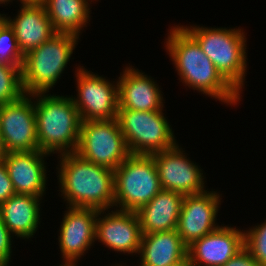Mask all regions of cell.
Listing matches in <instances>:
<instances>
[{"mask_svg":"<svg viewBox=\"0 0 266 266\" xmlns=\"http://www.w3.org/2000/svg\"><path fill=\"white\" fill-rule=\"evenodd\" d=\"M6 22H7L6 14L0 13V29L6 24Z\"/></svg>","mask_w":266,"mask_h":266,"instance_id":"4dcf8cb0","label":"cell"},{"mask_svg":"<svg viewBox=\"0 0 266 266\" xmlns=\"http://www.w3.org/2000/svg\"><path fill=\"white\" fill-rule=\"evenodd\" d=\"M244 245V229L222 224L188 246L190 266H222Z\"/></svg>","mask_w":266,"mask_h":266,"instance_id":"9a60e30c","label":"cell"},{"mask_svg":"<svg viewBox=\"0 0 266 266\" xmlns=\"http://www.w3.org/2000/svg\"><path fill=\"white\" fill-rule=\"evenodd\" d=\"M168 32L164 44L180 82L222 104H239L242 95L222 77L198 43L179 25L174 24Z\"/></svg>","mask_w":266,"mask_h":266,"instance_id":"6da1fadb","label":"cell"},{"mask_svg":"<svg viewBox=\"0 0 266 266\" xmlns=\"http://www.w3.org/2000/svg\"><path fill=\"white\" fill-rule=\"evenodd\" d=\"M7 150L5 148V145H4V141H3V138H2V135H1V132H0V162H3L4 159L6 158L7 156Z\"/></svg>","mask_w":266,"mask_h":266,"instance_id":"f1b7e54d","label":"cell"},{"mask_svg":"<svg viewBox=\"0 0 266 266\" xmlns=\"http://www.w3.org/2000/svg\"><path fill=\"white\" fill-rule=\"evenodd\" d=\"M213 62L222 77L241 95L247 76V37L243 28L181 25ZM247 59V60H246Z\"/></svg>","mask_w":266,"mask_h":266,"instance_id":"277c9868","label":"cell"},{"mask_svg":"<svg viewBox=\"0 0 266 266\" xmlns=\"http://www.w3.org/2000/svg\"><path fill=\"white\" fill-rule=\"evenodd\" d=\"M188 247L177 230L143 234L139 266H168L179 261H189Z\"/></svg>","mask_w":266,"mask_h":266,"instance_id":"44dd1931","label":"cell"},{"mask_svg":"<svg viewBox=\"0 0 266 266\" xmlns=\"http://www.w3.org/2000/svg\"><path fill=\"white\" fill-rule=\"evenodd\" d=\"M75 153L89 162L112 170L131 154L117 119L81 122Z\"/></svg>","mask_w":266,"mask_h":266,"instance_id":"ba28073f","label":"cell"},{"mask_svg":"<svg viewBox=\"0 0 266 266\" xmlns=\"http://www.w3.org/2000/svg\"><path fill=\"white\" fill-rule=\"evenodd\" d=\"M42 198L30 194H14L0 204V218L13 236L22 240L34 237L41 222Z\"/></svg>","mask_w":266,"mask_h":266,"instance_id":"d6986e66","label":"cell"},{"mask_svg":"<svg viewBox=\"0 0 266 266\" xmlns=\"http://www.w3.org/2000/svg\"><path fill=\"white\" fill-rule=\"evenodd\" d=\"M79 261H68V260H64V262L62 264H60L59 266H78L77 263Z\"/></svg>","mask_w":266,"mask_h":266,"instance_id":"f546056e","label":"cell"},{"mask_svg":"<svg viewBox=\"0 0 266 266\" xmlns=\"http://www.w3.org/2000/svg\"><path fill=\"white\" fill-rule=\"evenodd\" d=\"M118 109L158 111L165 106L162 91L154 78L127 65L118 78Z\"/></svg>","mask_w":266,"mask_h":266,"instance_id":"2e32d148","label":"cell"},{"mask_svg":"<svg viewBox=\"0 0 266 266\" xmlns=\"http://www.w3.org/2000/svg\"><path fill=\"white\" fill-rule=\"evenodd\" d=\"M24 55L19 49L15 32L6 22L0 29V64L22 67Z\"/></svg>","mask_w":266,"mask_h":266,"instance_id":"cb8c5ba5","label":"cell"},{"mask_svg":"<svg viewBox=\"0 0 266 266\" xmlns=\"http://www.w3.org/2000/svg\"><path fill=\"white\" fill-rule=\"evenodd\" d=\"M163 112L164 109H118L117 120L131 154L152 155L173 148L178 143Z\"/></svg>","mask_w":266,"mask_h":266,"instance_id":"52a82bcc","label":"cell"},{"mask_svg":"<svg viewBox=\"0 0 266 266\" xmlns=\"http://www.w3.org/2000/svg\"><path fill=\"white\" fill-rule=\"evenodd\" d=\"M36 130L39 150L47 154L76 152L81 118L72 95L35 93Z\"/></svg>","mask_w":266,"mask_h":266,"instance_id":"3957f363","label":"cell"},{"mask_svg":"<svg viewBox=\"0 0 266 266\" xmlns=\"http://www.w3.org/2000/svg\"><path fill=\"white\" fill-rule=\"evenodd\" d=\"M17 16H7L8 24L13 28L19 49L23 55L48 41L56 34L51 20L40 3H21Z\"/></svg>","mask_w":266,"mask_h":266,"instance_id":"ac0fdd59","label":"cell"},{"mask_svg":"<svg viewBox=\"0 0 266 266\" xmlns=\"http://www.w3.org/2000/svg\"><path fill=\"white\" fill-rule=\"evenodd\" d=\"M10 262H12V261L0 259V266H10V264H9Z\"/></svg>","mask_w":266,"mask_h":266,"instance_id":"836d02e7","label":"cell"},{"mask_svg":"<svg viewBox=\"0 0 266 266\" xmlns=\"http://www.w3.org/2000/svg\"><path fill=\"white\" fill-rule=\"evenodd\" d=\"M20 1V3H40L43 0H17V2Z\"/></svg>","mask_w":266,"mask_h":266,"instance_id":"d6a6232c","label":"cell"},{"mask_svg":"<svg viewBox=\"0 0 266 266\" xmlns=\"http://www.w3.org/2000/svg\"><path fill=\"white\" fill-rule=\"evenodd\" d=\"M57 179L66 207L114 208V170L96 165L75 152L59 155Z\"/></svg>","mask_w":266,"mask_h":266,"instance_id":"7a4b0ae2","label":"cell"},{"mask_svg":"<svg viewBox=\"0 0 266 266\" xmlns=\"http://www.w3.org/2000/svg\"><path fill=\"white\" fill-rule=\"evenodd\" d=\"M221 197L213 189L184 196L176 230L187 247L221 226L216 222Z\"/></svg>","mask_w":266,"mask_h":266,"instance_id":"7c38bea8","label":"cell"},{"mask_svg":"<svg viewBox=\"0 0 266 266\" xmlns=\"http://www.w3.org/2000/svg\"><path fill=\"white\" fill-rule=\"evenodd\" d=\"M94 1L98 0H43L41 3L56 33L79 37L87 24H90V4Z\"/></svg>","mask_w":266,"mask_h":266,"instance_id":"7402d4cb","label":"cell"},{"mask_svg":"<svg viewBox=\"0 0 266 266\" xmlns=\"http://www.w3.org/2000/svg\"><path fill=\"white\" fill-rule=\"evenodd\" d=\"M110 210L98 211L95 241L115 253L139 254L143 233L137 213Z\"/></svg>","mask_w":266,"mask_h":266,"instance_id":"4fadbf2b","label":"cell"},{"mask_svg":"<svg viewBox=\"0 0 266 266\" xmlns=\"http://www.w3.org/2000/svg\"><path fill=\"white\" fill-rule=\"evenodd\" d=\"M12 1H14V0H0V6L3 4L6 6L7 4H9Z\"/></svg>","mask_w":266,"mask_h":266,"instance_id":"e575fe53","label":"cell"},{"mask_svg":"<svg viewBox=\"0 0 266 266\" xmlns=\"http://www.w3.org/2000/svg\"><path fill=\"white\" fill-rule=\"evenodd\" d=\"M184 152L177 143L173 148L152 154L161 188L184 196L207 191L203 169Z\"/></svg>","mask_w":266,"mask_h":266,"instance_id":"30bf717a","label":"cell"},{"mask_svg":"<svg viewBox=\"0 0 266 266\" xmlns=\"http://www.w3.org/2000/svg\"><path fill=\"white\" fill-rule=\"evenodd\" d=\"M0 132L8 153L39 150L31 95L24 94L18 101L0 105Z\"/></svg>","mask_w":266,"mask_h":266,"instance_id":"8fae6325","label":"cell"},{"mask_svg":"<svg viewBox=\"0 0 266 266\" xmlns=\"http://www.w3.org/2000/svg\"><path fill=\"white\" fill-rule=\"evenodd\" d=\"M49 156L50 154L41 150L7 153L4 163L16 194H30L36 197L46 194L48 177L45 160Z\"/></svg>","mask_w":266,"mask_h":266,"instance_id":"e0dca14e","label":"cell"},{"mask_svg":"<svg viewBox=\"0 0 266 266\" xmlns=\"http://www.w3.org/2000/svg\"><path fill=\"white\" fill-rule=\"evenodd\" d=\"M24 94L21 67L0 64V105L18 101Z\"/></svg>","mask_w":266,"mask_h":266,"instance_id":"603a6c76","label":"cell"},{"mask_svg":"<svg viewBox=\"0 0 266 266\" xmlns=\"http://www.w3.org/2000/svg\"><path fill=\"white\" fill-rule=\"evenodd\" d=\"M222 266H261L244 247L239 253L232 257Z\"/></svg>","mask_w":266,"mask_h":266,"instance_id":"83f0119b","label":"cell"},{"mask_svg":"<svg viewBox=\"0 0 266 266\" xmlns=\"http://www.w3.org/2000/svg\"><path fill=\"white\" fill-rule=\"evenodd\" d=\"M61 221L58 245L62 260L78 261L95 244L97 209L66 207ZM86 252V253H85Z\"/></svg>","mask_w":266,"mask_h":266,"instance_id":"5bb4252c","label":"cell"},{"mask_svg":"<svg viewBox=\"0 0 266 266\" xmlns=\"http://www.w3.org/2000/svg\"><path fill=\"white\" fill-rule=\"evenodd\" d=\"M79 37L56 33L48 41L24 55L21 82L24 93H49L70 62Z\"/></svg>","mask_w":266,"mask_h":266,"instance_id":"5b68a950","label":"cell"},{"mask_svg":"<svg viewBox=\"0 0 266 266\" xmlns=\"http://www.w3.org/2000/svg\"><path fill=\"white\" fill-rule=\"evenodd\" d=\"M161 190L153 155L130 154L114 170V209L137 212Z\"/></svg>","mask_w":266,"mask_h":266,"instance_id":"8992f818","label":"cell"},{"mask_svg":"<svg viewBox=\"0 0 266 266\" xmlns=\"http://www.w3.org/2000/svg\"><path fill=\"white\" fill-rule=\"evenodd\" d=\"M168 266H190L189 261H179Z\"/></svg>","mask_w":266,"mask_h":266,"instance_id":"1f68e13d","label":"cell"},{"mask_svg":"<svg viewBox=\"0 0 266 266\" xmlns=\"http://www.w3.org/2000/svg\"><path fill=\"white\" fill-rule=\"evenodd\" d=\"M244 245L261 266H266V220L244 230Z\"/></svg>","mask_w":266,"mask_h":266,"instance_id":"d4e9b609","label":"cell"},{"mask_svg":"<svg viewBox=\"0 0 266 266\" xmlns=\"http://www.w3.org/2000/svg\"><path fill=\"white\" fill-rule=\"evenodd\" d=\"M16 194L6 164L0 162V204Z\"/></svg>","mask_w":266,"mask_h":266,"instance_id":"484cf974","label":"cell"},{"mask_svg":"<svg viewBox=\"0 0 266 266\" xmlns=\"http://www.w3.org/2000/svg\"><path fill=\"white\" fill-rule=\"evenodd\" d=\"M184 195L162 189L136 213L143 234L176 230Z\"/></svg>","mask_w":266,"mask_h":266,"instance_id":"ffe728a7","label":"cell"},{"mask_svg":"<svg viewBox=\"0 0 266 266\" xmlns=\"http://www.w3.org/2000/svg\"><path fill=\"white\" fill-rule=\"evenodd\" d=\"M111 266H113V265H111ZM114 266H123V264L120 265L119 263L118 264L116 263ZM124 266H128V265L125 264Z\"/></svg>","mask_w":266,"mask_h":266,"instance_id":"d590c367","label":"cell"},{"mask_svg":"<svg viewBox=\"0 0 266 266\" xmlns=\"http://www.w3.org/2000/svg\"><path fill=\"white\" fill-rule=\"evenodd\" d=\"M75 73L78 94L72 98L81 121L117 119L118 81L110 82L79 65Z\"/></svg>","mask_w":266,"mask_h":266,"instance_id":"9c48e42d","label":"cell"},{"mask_svg":"<svg viewBox=\"0 0 266 266\" xmlns=\"http://www.w3.org/2000/svg\"><path fill=\"white\" fill-rule=\"evenodd\" d=\"M14 236L0 218V259L11 260Z\"/></svg>","mask_w":266,"mask_h":266,"instance_id":"4316f807","label":"cell"}]
</instances>
